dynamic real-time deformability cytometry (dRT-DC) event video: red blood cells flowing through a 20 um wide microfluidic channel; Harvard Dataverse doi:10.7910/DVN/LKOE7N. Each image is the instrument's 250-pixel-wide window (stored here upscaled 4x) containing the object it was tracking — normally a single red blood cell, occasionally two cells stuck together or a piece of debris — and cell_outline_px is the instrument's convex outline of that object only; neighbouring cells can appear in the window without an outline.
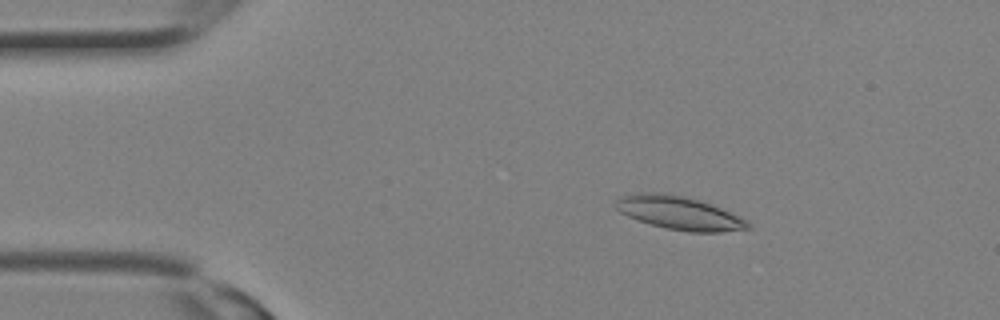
{"species": "Egyptian fruit bat (a non-hibernating species)", "species_latin": "Rousettus aegyptiacus", "temperature_condition": "room temperature", "stored_images_in_passage": 29, "camera_frame_rate_fps": 3000, "um_per_image_px": 0.085, "animal": {"sex": "female"}, "frame": {"image": 1, "passage_image": 5, "time_ms": 1.333, "image_size_px": [1000, 320], "cell_outline_px": [[752, 228], [720, 232], [688, 232], [668, 228], [652, 224], [628, 216], [620, 212], [616, 208], [616, 200], [620, 196], [640, 192], [668, 192], [700, 200], [712, 204], [748, 220], [752, 224]], "centroid_in_image_um": [57.77, 18.08], "position_along_channel_um": 27.2, "area_um2": 25.78}}
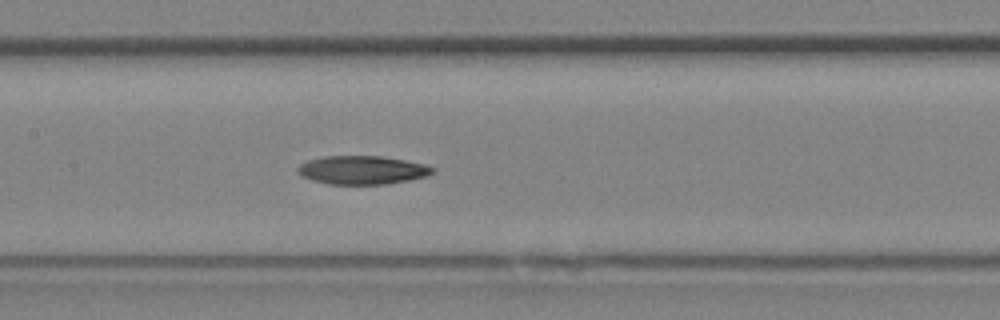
{"frame": {"image": 2, "passage_image": 14, "time_ms": 4.333, "image_size_px": [1000, 320], "cell_outline_px": [[436, 172], [428, 176], [388, 184], [328, 184], [312, 180], [304, 176], [296, 168], [300, 164], [308, 160], [324, 156], [380, 156], [428, 164], [436, 168]], "centroid_in_image_um": [30.86, 14.45], "position_along_channel_um": 176.5, "area_um2": 22.48}}
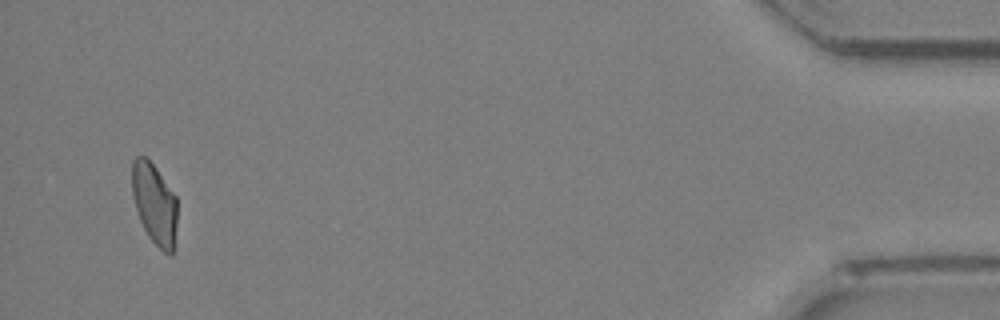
{"frame": {"image": 3, "passage_image": 28, "time_ms": 9.0, "image_size_px": [1000, 320], "cell_outline_px": [[176, 224], [172, 256], [168, 256], [148, 236], [140, 220], [132, 196], [132, 160], [136, 156], [144, 156], [156, 168], [176, 196]], "centroid_in_image_um": [13.12, 17.32], "position_along_channel_um": 422.1, "area_um2": 21.15}}